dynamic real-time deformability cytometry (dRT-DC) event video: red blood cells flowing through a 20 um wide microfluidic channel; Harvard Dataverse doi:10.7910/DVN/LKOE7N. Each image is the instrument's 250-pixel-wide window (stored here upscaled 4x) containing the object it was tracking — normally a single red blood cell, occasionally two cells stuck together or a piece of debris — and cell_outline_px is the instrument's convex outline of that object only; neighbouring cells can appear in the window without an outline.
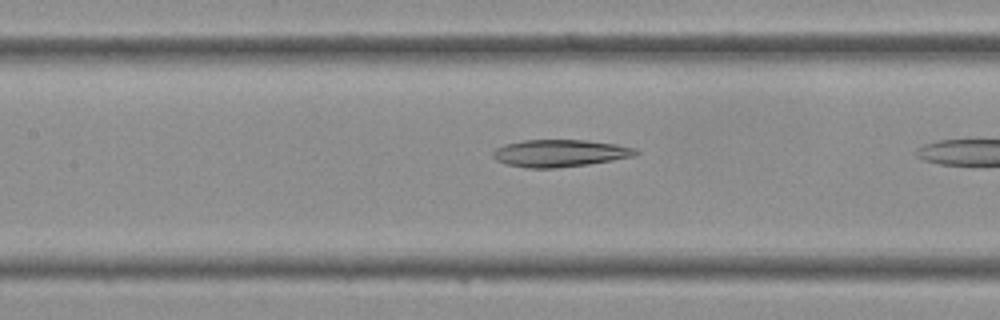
{"species": "Egyptian fruit bat (a non-hibernating species)", "species_latin": "Rousettus aegyptiacus", "temperature_condition": "cold", "stored_images_in_passage": 8, "camera_frame_rate_fps": 3000, "um_per_image_px": 0.085, "frame": {"image": 1, "passage_image": 7, "time_ms": 2.0, "image_size_px": [1000, 320], "cell_outline_px": [[640, 152], [636, 156], [588, 164], [556, 168], [528, 168], [508, 164], [496, 160], [492, 156], [492, 152], [496, 148], [504, 144], [524, 140], [584, 140], [616, 144], [636, 148]], "centroid_in_image_um": [47.6, 13.02], "position_along_channel_um": 159.8, "area_um2": 22.66}}